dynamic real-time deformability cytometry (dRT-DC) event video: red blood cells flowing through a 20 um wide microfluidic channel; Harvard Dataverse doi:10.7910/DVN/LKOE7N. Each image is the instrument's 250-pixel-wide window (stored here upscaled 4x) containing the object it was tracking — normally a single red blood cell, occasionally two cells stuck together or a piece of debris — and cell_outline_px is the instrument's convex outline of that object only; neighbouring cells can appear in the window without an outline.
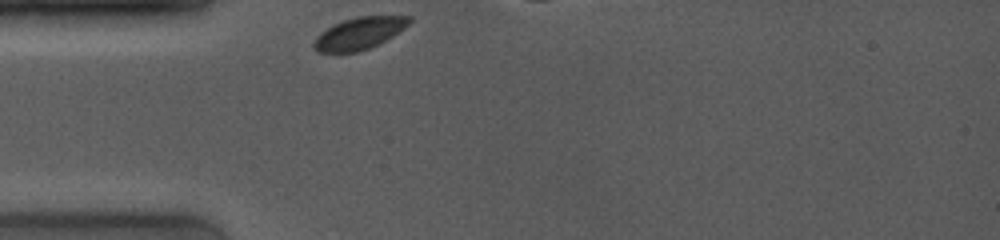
{"species": "common noctule bat (a hibernating species)", "species_latin": "Nyctalus noctula", "temperature_condition": "room temperature", "stored_images_in_passage": 39, "camera_frame_rate_fps": 4000, "um_per_image_px": 0.085, "animal": {"sex": "female", "body_mass_g": 19.0, "forearm_length_mm": 53.3}, "frame": {"image": 1, "passage_image": 1, "time_ms": 0.0, "image_size_px": [1000, 240], "cell_outline_px": [[412, 20], [404, 28], [392, 36], [368, 48], [356, 52], [316, 52], [312, 48], [312, 44], [316, 36], [320, 32], [344, 20], [356, 16], [412, 16]], "centroid_in_image_um": [30.5, 2.83], "position_along_channel_um": 54.5, "area_um2": 17.57}}
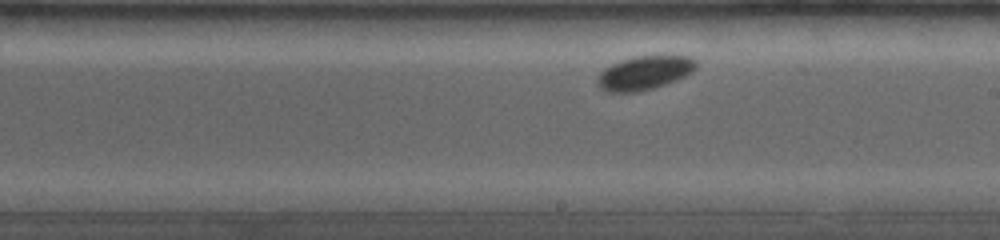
{"frame": {"image": 2, "passage_image": 21, "time_ms": 5.0, "image_size_px": [1000, 240], "cell_outline_px": [[696, 68], [692, 72], [676, 80], [652, 88], [636, 92], [608, 92], [600, 88], [596, 84], [596, 80], [600, 72], [604, 68], [620, 60], [632, 56], [692, 56], [696, 60]], "centroid_in_image_um": [54.75, 6.18], "position_along_channel_um": 234.3, "area_um2": 19.48}}
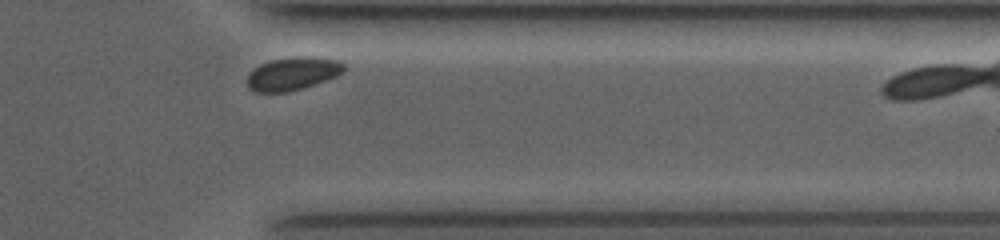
{"frame": {"image": 3, "passage_image": 37, "time_ms": 9.0, "image_size_px": [1000, 240], "cell_outline_px": [[344, 72], [336, 76], [288, 92], [256, 92], [248, 88], [248, 76], [260, 64], [272, 60], [300, 56], [312, 56], [340, 60], [344, 64]], "centroid_in_image_um": [24.9, 6.24], "position_along_channel_um": 386.5, "area_um2": 18.32}}